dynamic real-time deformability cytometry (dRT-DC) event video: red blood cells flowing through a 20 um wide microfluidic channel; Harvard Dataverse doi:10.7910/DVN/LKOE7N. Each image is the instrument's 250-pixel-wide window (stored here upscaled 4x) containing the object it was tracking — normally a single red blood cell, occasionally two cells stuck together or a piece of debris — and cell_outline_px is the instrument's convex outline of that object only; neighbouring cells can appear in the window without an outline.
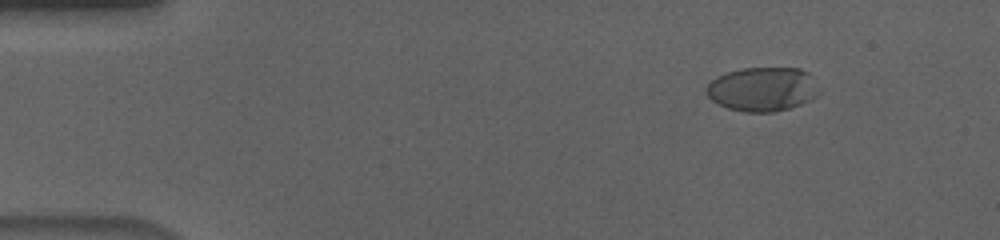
{"species": "human", "species_latin": "Homo sapiens", "temperature_condition": "cold", "stored_images_in_passage": 50, "camera_frame_rate_fps": 3000, "um_per_image_px": 0.085, "donor": {"sex": "male"}, "frame": {"image": 1, "passage_image": 1, "time_ms": 0.0, "image_size_px": [1000, 240], "cell_outline_px": [[820, 92], [812, 100], [788, 108], [772, 112], [744, 112], [728, 108], [712, 100], [704, 92], [704, 88], [712, 80], [728, 72], [744, 68], [800, 68], [808, 72], [812, 76]], "centroid_in_image_um": [64.83, 7.58], "position_along_channel_um": 20.2, "area_um2": 28.96}}
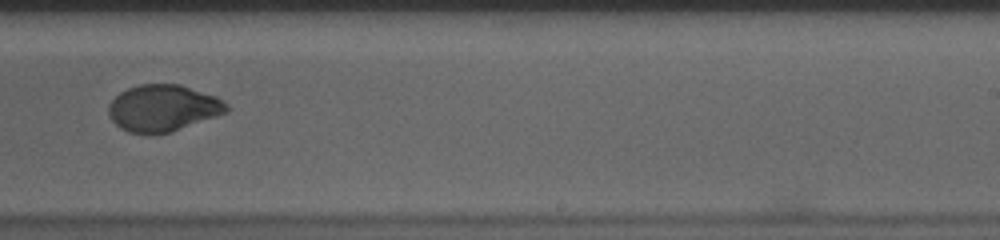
{"frame": {"image": 2, "passage_image": 30, "time_ms": 9.667, "image_size_px": [1000, 240], "cell_outline_px": [[232, 108], [228, 112], [172, 132], [156, 136], [148, 136], [128, 132], [120, 128], [112, 120], [108, 112], [108, 104], [120, 92], [128, 88], [140, 84], [180, 84], [216, 96], [228, 104]], "centroid_in_image_um": [13.86, 9.22], "position_along_channel_um": 275.1, "area_um2": 32.71}}
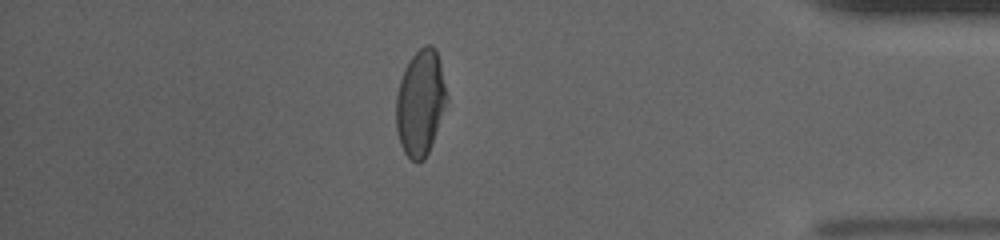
{"frame": {"image": 3, "passage_image": 43, "time_ms": 14.0, "image_size_px": [1000, 240], "cell_outline_px": [[448, 100], [428, 152], [424, 160], [416, 164], [404, 152], [400, 144], [396, 132], [396, 96], [400, 80], [404, 68], [408, 60], [424, 44], [432, 44], [436, 48], [448, 96]], "centroid_in_image_um": [35.72, 8.72], "position_along_channel_um": 399.5, "area_um2": 31.39}, "authors_computed_cell_mechanics": {"area_um2": 32.2524, "velocity_mm_per_s": 3.6522, "shape_relaxation_time_tau1_ms": 7.2459, "shape_relaxation_time_tau2_ms": 1.0525, "deformation_change_tau1": 0.1997, "deformation_change_tau2": 0.0403}}